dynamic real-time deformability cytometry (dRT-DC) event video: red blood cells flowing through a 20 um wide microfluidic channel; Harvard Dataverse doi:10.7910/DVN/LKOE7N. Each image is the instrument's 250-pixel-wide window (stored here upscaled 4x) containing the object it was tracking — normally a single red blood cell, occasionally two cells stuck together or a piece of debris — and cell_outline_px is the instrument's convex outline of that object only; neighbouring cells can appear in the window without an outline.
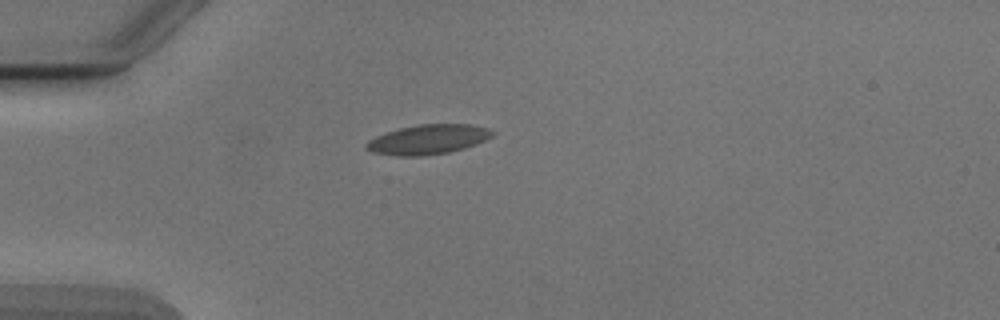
{"species": "Egyptian fruit bat (a non-hibernating species)", "species_latin": "Rousettus aegyptiacus", "temperature_condition": "cold", "stored_images_in_passage": 5, "camera_frame_rate_fps": 3000, "um_per_image_px": 0.085, "animal": {"sex": "male"}, "frame": {"image": 1, "passage_image": 5, "time_ms": 5.0, "image_size_px": [1000, 320], "cell_outline_px": [[496, 132], [492, 136], [476, 144], [464, 148], [448, 152], [420, 156], [400, 156], [372, 152], [364, 148], [364, 144], [368, 140], [376, 136], [400, 128], [420, 124], [472, 124], [488, 128]], "centroid_in_image_um": [36.38, 11.85], "position_along_channel_um": 48.6, "area_um2": 21.73}}